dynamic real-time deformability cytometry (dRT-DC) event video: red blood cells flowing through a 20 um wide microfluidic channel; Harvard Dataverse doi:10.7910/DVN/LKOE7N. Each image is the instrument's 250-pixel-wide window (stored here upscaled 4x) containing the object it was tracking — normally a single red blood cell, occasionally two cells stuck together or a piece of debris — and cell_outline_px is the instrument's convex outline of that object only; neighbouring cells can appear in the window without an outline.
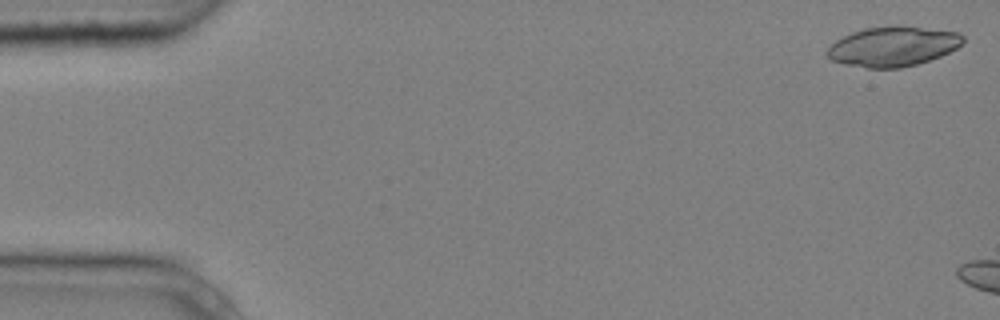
{"species": "common noctule bat (a hibernating species)", "species_latin": "Nyctalus noctula", "temperature_condition": "cold", "stored_images_in_passage": 4, "camera_frame_rate_fps": 3000, "um_per_image_px": 0.085, "animal": {"sex": "male", "body_mass_g": 20.4}, "frame": {"image": 1, "passage_image": 1, "time_ms": 0.0, "image_size_px": [1000, 320], "cell_outline_px": [[964, 44], [940, 56], [916, 64], [900, 68], [868, 68], [844, 64], [832, 60], [824, 52], [836, 40], [852, 32], [864, 28], [896, 24], [900, 24], [960, 32], [964, 36]], "centroid_in_image_um": [75.92, 3.92], "position_along_channel_um": 9.1, "area_um2": 31.91}}